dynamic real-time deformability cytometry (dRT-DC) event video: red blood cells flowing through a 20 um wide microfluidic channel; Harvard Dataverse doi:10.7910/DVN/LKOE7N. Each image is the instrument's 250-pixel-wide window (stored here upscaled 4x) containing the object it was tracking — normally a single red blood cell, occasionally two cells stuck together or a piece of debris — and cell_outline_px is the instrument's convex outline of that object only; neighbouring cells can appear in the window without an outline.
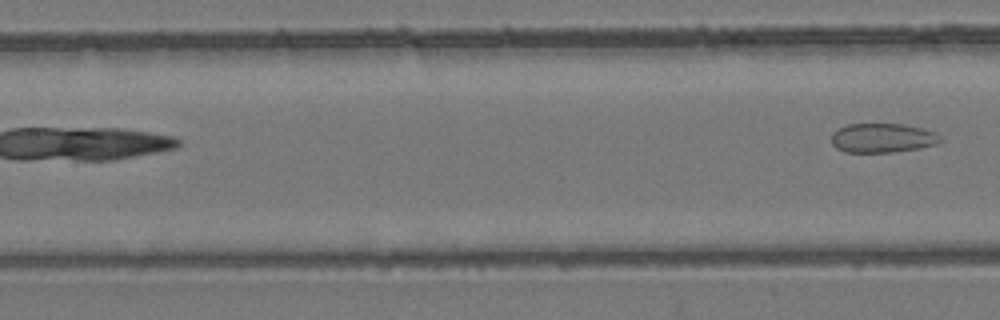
{"species": "common noctule bat (a hibernating species)", "species_latin": "Nyctalus noctula", "temperature_condition": "room temperature", "stored_images_in_passage": 6, "segment_of_instrument_passage": [2, 2], "camera_frame_rate_fps": 3000, "um_per_image_px": 0.085, "animal": {"sex": "female", "body_mass_g": 24.6, "forearm_length_mm": 56.2}, "frame": {"image": 1, "passage_image": 6, "time_ms": 5.667, "image_size_px": [1000, 320], "cell_outline_px": [[940, 140], [936, 144], [920, 148], [896, 152], [844, 152], [836, 148], [832, 144], [832, 132], [848, 124], [904, 124], [924, 128], [936, 132], [940, 136]], "centroid_in_image_um": [75.02, 11.73], "position_along_channel_um": 132.4, "area_um2": 18.67}}